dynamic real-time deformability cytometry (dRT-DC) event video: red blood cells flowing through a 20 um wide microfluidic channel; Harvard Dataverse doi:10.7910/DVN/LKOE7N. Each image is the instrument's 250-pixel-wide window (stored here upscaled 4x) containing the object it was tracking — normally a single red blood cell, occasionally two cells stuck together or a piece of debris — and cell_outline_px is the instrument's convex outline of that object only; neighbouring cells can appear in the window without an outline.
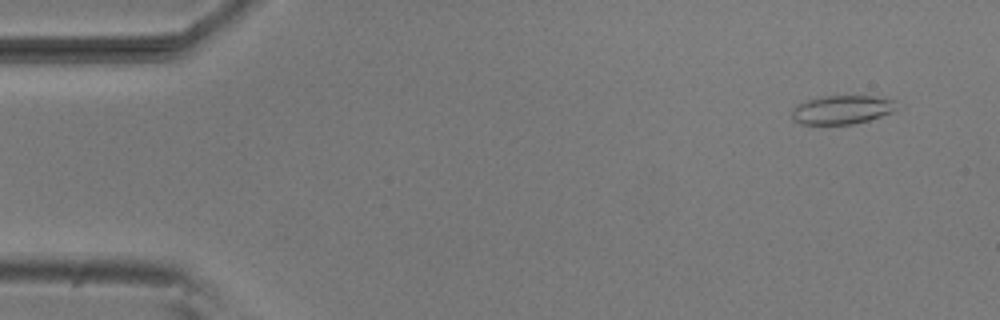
{"species": "common noctule bat (a hibernating species)", "species_latin": "Nyctalus noctula", "temperature_condition": "room temperature", "stored_images_in_passage": 53, "camera_frame_rate_fps": 3000, "um_per_image_px": 0.085, "animal": {"sex": "male", "body_mass_g": 20.5, "forearm_length_mm": 52.5}, "frame": {"image": 1, "passage_image": 4, "time_ms": 1.0, "image_size_px": [1000, 320], "cell_outline_px": [[896, 112], [868, 120], [852, 124], [800, 124], [792, 120], [792, 108], [808, 100], [824, 96], [872, 96], [896, 100]], "centroid_in_image_um": [71.59, 9.33], "position_along_channel_um": 13.4, "area_um2": 17.57}}
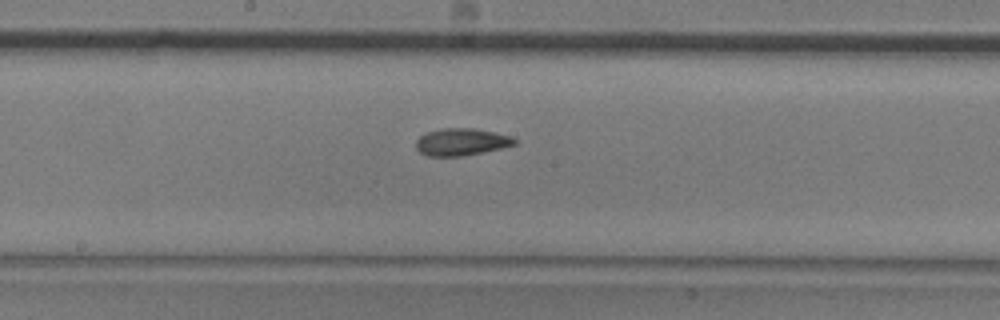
{"frame": {"image": 2, "passage_image": 28, "time_ms": 9.0, "image_size_px": [1000, 320], "cell_outline_px": [[516, 144], [500, 148], [464, 156], [428, 156], [420, 152], [416, 148], [416, 140], [420, 136], [428, 132], [440, 128], [476, 128], [496, 132], [512, 136], [516, 140]], "centroid_in_image_um": [39.22, 12.05], "position_along_channel_um": 209.0, "area_um2": 15.66}}
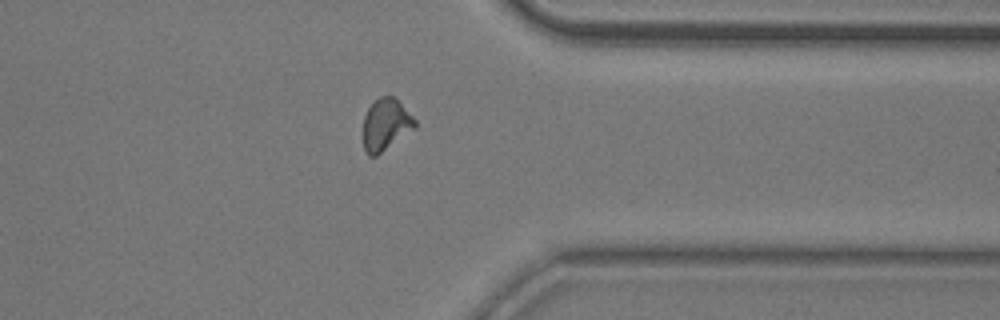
{"frame": {"image": 3, "passage_image": 42, "time_ms": 13.667, "image_size_px": [1000, 320], "cell_outline_px": [[416, 128], [376, 156], [368, 156], [364, 152], [364, 116], [368, 108], [380, 96], [392, 96], [416, 120]], "centroid_in_image_um": [32.78, 10.62], "position_along_channel_um": 378.6, "area_um2": 15.37}, "authors_computed_cell_mechanics": {"area_um2": 15.606, "velocity_mm_per_s": 3.7936, "shape_relaxation_time_tau1_ms": null, "shape_relaxation_time_tau2_ms": 2.8823, "deformation_change_tau1": null, "deformation_change_tau2": 0.0936}}